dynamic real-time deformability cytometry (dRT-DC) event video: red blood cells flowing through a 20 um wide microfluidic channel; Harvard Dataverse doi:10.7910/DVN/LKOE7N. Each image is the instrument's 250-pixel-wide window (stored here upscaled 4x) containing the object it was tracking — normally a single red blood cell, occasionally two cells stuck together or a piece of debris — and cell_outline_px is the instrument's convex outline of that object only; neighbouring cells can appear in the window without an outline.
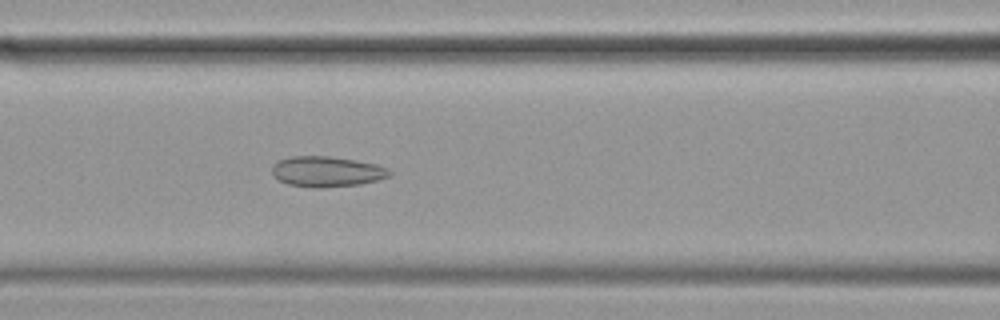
{"species": "common noctule bat (a hibernating species)", "species_latin": "Nyctalus noctula", "temperature_condition": "cold", "stored_images_in_passage": 41, "camera_frame_rate_fps": 3000, "um_per_image_px": 0.085, "animal": {"sex": "female", "body_mass_g": 19.9}, "frame": {"image": 1, "passage_image": 13, "time_ms": 4.0, "image_size_px": [1000, 320], "cell_outline_px": [[392, 172], [388, 176], [376, 180], [360, 184], [320, 188], [312, 188], [288, 184], [280, 180], [272, 172], [272, 164], [276, 160], [292, 156], [328, 156], [376, 164], [388, 168]], "centroid_in_image_um": [27.74, 14.58], "position_along_channel_um": 138.9, "area_um2": 20.75}}
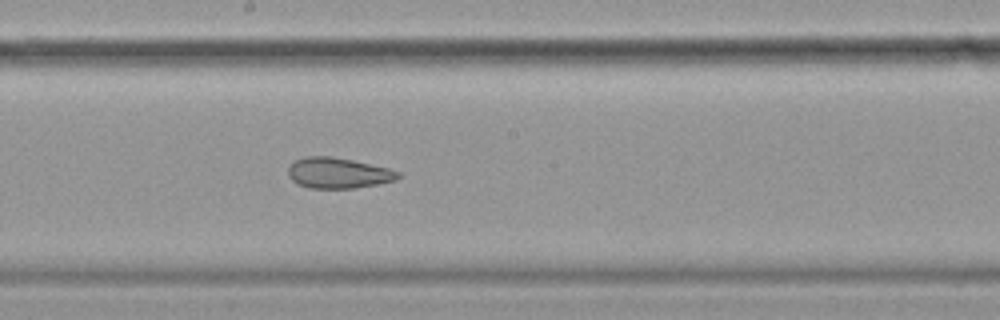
{"frame": {"image": 2, "passage_image": 20, "time_ms": 6.333, "image_size_px": [1000, 320], "cell_outline_px": [[400, 176], [396, 180], [380, 184], [352, 188], [308, 188], [292, 180], [288, 176], [288, 168], [296, 160], [304, 156], [332, 156], [352, 160], [388, 168], [400, 172]], "centroid_in_image_um": [28.75, 14.7], "position_along_channel_um": 219.4, "area_um2": 19.59}}
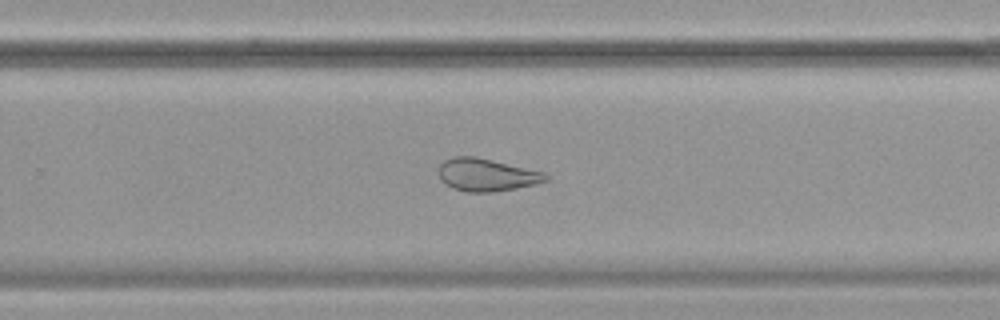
{"frame": {"image": 3, "passage_image": 26, "time_ms": 8.333, "image_size_px": [1000, 320], "cell_outline_px": [[548, 180], [536, 184], [516, 188], [492, 192], [464, 192], [452, 188], [444, 184], [440, 180], [440, 164], [444, 160], [452, 156], [476, 156], [544, 172], [548, 176]], "centroid_in_image_um": [41.33, 14.86], "position_along_channel_um": 288.5, "area_um2": 20.46}, "authors_computed_cell_mechanics": {"area_um2": 21.5594, "velocity_mm_per_s": 3.4622, "shape_relaxation_time_tau1_ms": null, "shape_relaxation_time_tau2_ms": 2.6315, "deformation_change_tau1": null, "deformation_change_tau2": 0.0906}}